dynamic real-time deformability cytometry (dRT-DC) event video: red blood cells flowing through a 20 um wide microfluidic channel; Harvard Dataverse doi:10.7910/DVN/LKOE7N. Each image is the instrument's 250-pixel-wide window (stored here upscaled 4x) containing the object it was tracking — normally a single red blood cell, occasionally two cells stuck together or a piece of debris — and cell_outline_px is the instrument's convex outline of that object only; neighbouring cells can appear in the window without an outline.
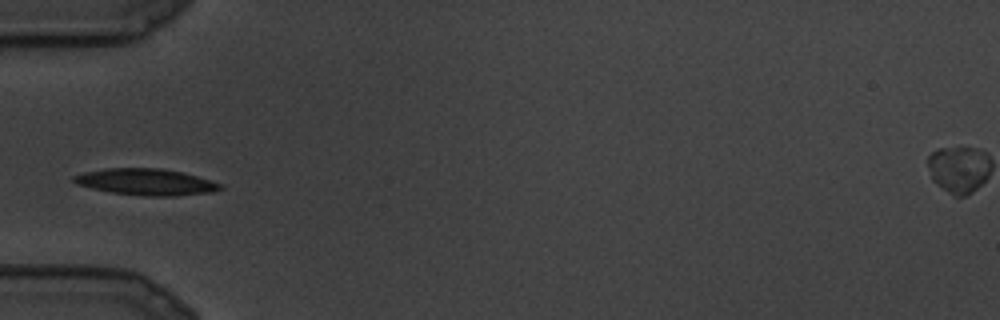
{"species": "common noctule bat (a hibernating species)", "species_latin": "Nyctalus noctula", "temperature_condition": "cold", "stored_images_in_passage": 7, "camera_frame_rate_fps": 3000, "um_per_image_px": 0.085, "animal": {"sex": "male", "body_mass_g": 19.5, "forearm_length_mm": 54.6}, "frame": {"image": 1, "passage_image": 6, "time_ms": 1.667, "image_size_px": [1000, 320], "cell_outline_px": [[224, 188], [212, 192], [176, 196], [144, 196], [112, 192], [92, 188], [76, 184], [72, 180], [72, 176], [84, 172], [104, 168], [160, 168], [180, 172], [196, 176], [224, 184]], "centroid_in_image_um": [12.42, 15.47], "position_along_channel_um": 72.6, "area_um2": 22.6}}